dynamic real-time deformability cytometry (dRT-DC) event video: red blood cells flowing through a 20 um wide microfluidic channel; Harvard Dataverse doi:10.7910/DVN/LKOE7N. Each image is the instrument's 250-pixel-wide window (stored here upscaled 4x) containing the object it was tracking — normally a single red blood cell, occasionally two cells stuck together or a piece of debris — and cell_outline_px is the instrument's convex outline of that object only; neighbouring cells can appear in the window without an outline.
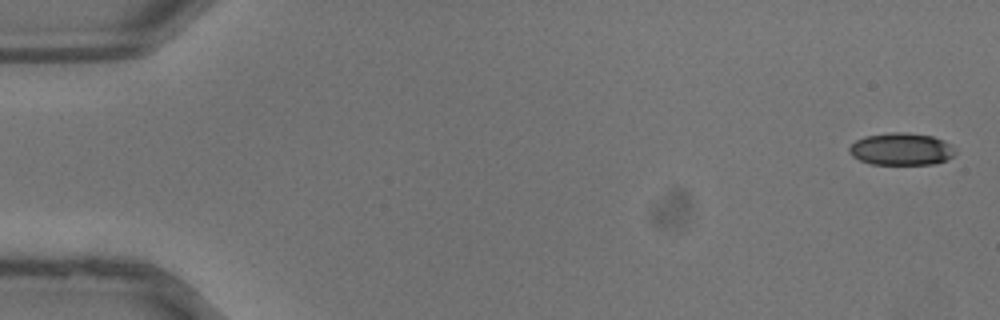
{"species": "common noctule bat (a hibernating species)", "species_latin": "Nyctalus noctula", "temperature_condition": "warm", "stored_images_in_passage": 37, "camera_frame_rate_fps": 3000, "um_per_image_px": 0.085, "animal": {"sex": "male", "body_mass_g": 13.3}, "frame": {"image": 1, "passage_image": 1, "time_ms": 0.0, "image_size_px": [1000, 320], "cell_outline_px": [[956, 152], [948, 160], [936, 164], [872, 164], [860, 160], [852, 156], [848, 152], [848, 148], [856, 140], [864, 136], [892, 132], [908, 132], [932, 136], [944, 140], [952, 144]], "centroid_in_image_um": [76.63, 12.67], "position_along_channel_um": 8.4, "area_um2": 20.17}}
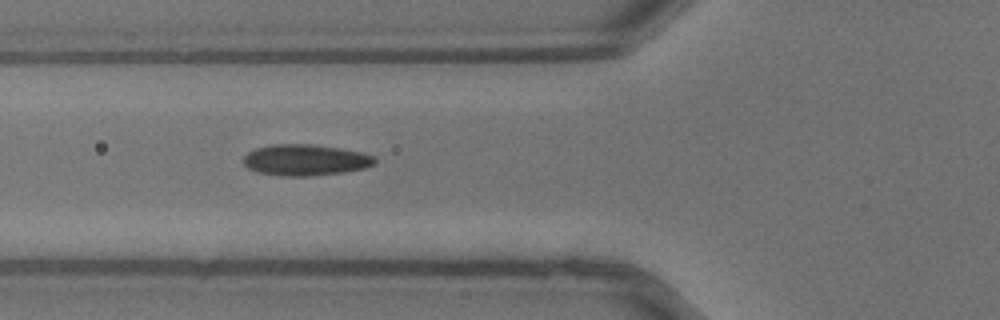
{"frame": {"image": 2, "passage_image": 14, "time_ms": 4.333, "image_size_px": [1000, 320], "cell_outline_px": [[376, 164], [364, 168], [344, 172], [308, 176], [284, 176], [256, 172], [248, 168], [240, 160], [248, 152], [256, 148], [272, 144], [308, 144], [340, 148], [360, 152], [372, 156], [376, 160]], "centroid_in_image_um": [25.91, 13.6], "position_along_channel_um": 99.9, "area_um2": 23.87}}
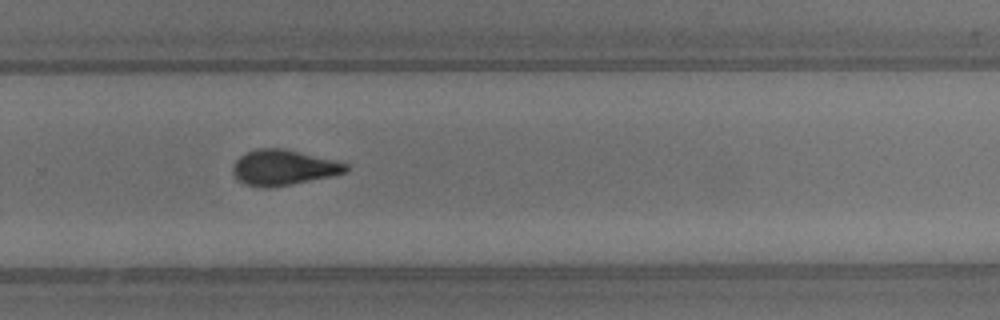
{"frame": {"image": 3, "passage_image": 25, "time_ms": 8.0, "image_size_px": [1000, 320], "cell_outline_px": [[348, 172], [332, 176], [292, 184], [268, 188], [260, 188], [244, 184], [236, 180], [232, 172], [232, 164], [244, 152], [256, 148], [284, 148], [348, 164]], "centroid_in_image_um": [24.02, 14.25], "position_along_channel_um": 305.8, "area_um2": 23.58}}